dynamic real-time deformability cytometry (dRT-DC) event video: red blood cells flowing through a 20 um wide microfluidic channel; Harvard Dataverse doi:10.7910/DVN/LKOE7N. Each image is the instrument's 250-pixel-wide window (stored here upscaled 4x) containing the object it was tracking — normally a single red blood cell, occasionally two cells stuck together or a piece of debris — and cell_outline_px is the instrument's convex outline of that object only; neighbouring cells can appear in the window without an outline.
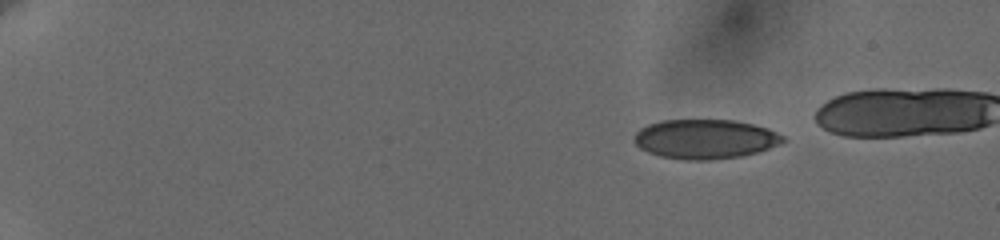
{"species": "human", "species_latin": "Homo sapiens", "temperature_condition": "cold", "stored_images_in_passage": 49, "camera_frame_rate_fps": 3000, "um_per_image_px": 0.085, "donor": {"sex": "female"}, "frame": {"image": 1, "passage_image": 1, "time_ms": 0.0, "image_size_px": [1000, 240], "cell_outline_px": [[788, 140], [784, 144], [760, 152], [740, 156], [708, 160], [684, 160], [660, 156], [648, 152], [640, 148], [632, 140], [636, 132], [640, 128], [648, 124], [660, 120], [736, 120], [768, 128], [784, 136]], "centroid_in_image_um": [59.98, 11.82], "position_along_channel_um": 25.0, "area_um2": 34.68}}
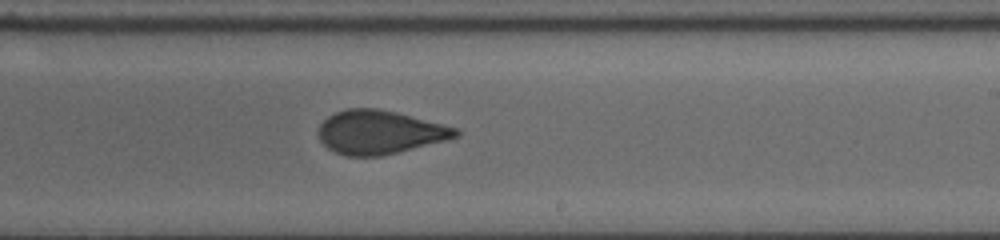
{"frame": {"image": 2, "passage_image": 31, "time_ms": 10.0, "image_size_px": [1000, 240], "cell_outline_px": [[460, 136], [380, 156], [348, 156], [336, 152], [328, 148], [320, 140], [320, 124], [328, 116], [336, 112], [348, 108], [376, 108], [396, 112], [456, 128], [460, 132]], "centroid_in_image_um": [32.24, 11.23], "position_along_channel_um": 256.8, "area_um2": 34.22}}
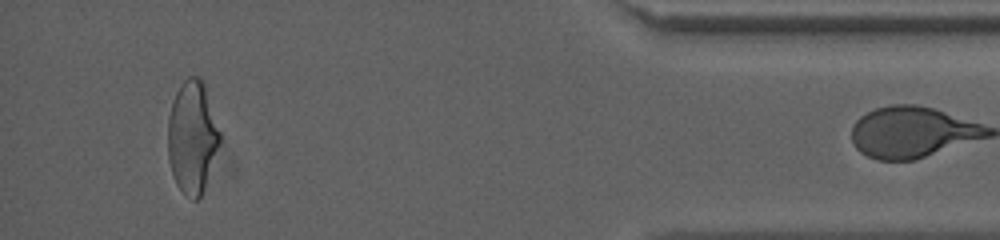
{"frame": {"image": 3, "passage_image": 48, "time_ms": 15.667, "image_size_px": [1000, 240], "cell_outline_px": [[220, 140], [204, 188], [200, 196], [196, 200], [192, 200], [176, 184], [172, 176], [168, 160], [168, 116], [172, 100], [180, 84], [188, 76], [200, 76], [204, 84], [220, 132]], "centroid_in_image_um": [16.31, 11.62], "position_along_channel_um": 418.9, "area_um2": 33.81}}